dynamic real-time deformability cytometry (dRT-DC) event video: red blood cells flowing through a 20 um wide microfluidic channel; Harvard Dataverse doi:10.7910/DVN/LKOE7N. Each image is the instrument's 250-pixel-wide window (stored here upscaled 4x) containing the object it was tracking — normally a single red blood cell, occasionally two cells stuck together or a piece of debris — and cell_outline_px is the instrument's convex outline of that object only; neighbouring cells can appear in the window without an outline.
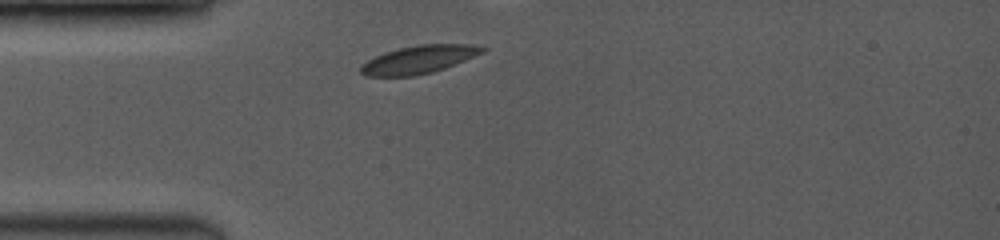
{"species": "common noctule bat (a hibernating species)", "species_latin": "Nyctalus noctula", "temperature_condition": "room temperature", "stored_images_in_passage": 2, "camera_frame_rate_fps": 3500, "um_per_image_px": 0.085, "animal": {"sex": "female", "body_mass_g": 19.0, "forearm_length_mm": 53.3}, "frame": {"image": 1, "passage_image": 1, "time_ms": 0.0, "image_size_px": [1000, 240], "cell_outline_px": [[484, 52], [444, 68], [432, 72], [412, 76], [364, 76], [360, 72], [360, 68], [368, 60], [384, 52], [400, 48], [420, 44], [472, 44], [484, 48]], "centroid_in_image_um": [35.58, 5.06], "position_along_channel_um": 49.4, "area_um2": 19.48}}